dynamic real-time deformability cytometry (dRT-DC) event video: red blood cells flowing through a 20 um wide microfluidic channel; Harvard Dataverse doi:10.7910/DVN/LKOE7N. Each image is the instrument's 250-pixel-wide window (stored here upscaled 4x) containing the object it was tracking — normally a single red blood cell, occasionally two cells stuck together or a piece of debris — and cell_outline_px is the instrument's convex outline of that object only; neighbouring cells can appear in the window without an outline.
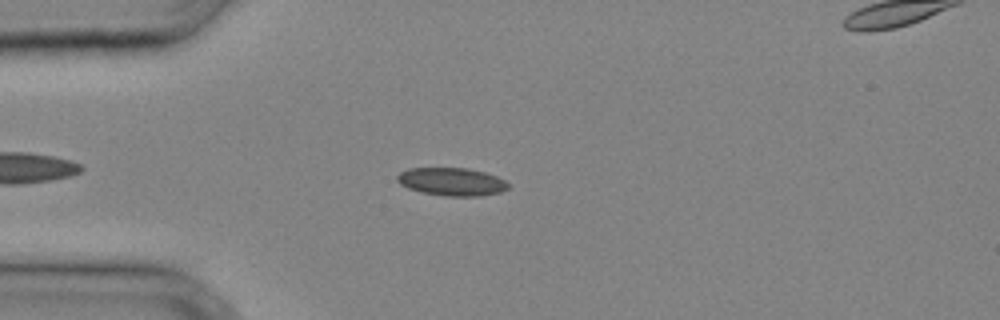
{"species": "common noctule bat (a hibernating species)", "species_latin": "Nyctalus noctula", "temperature_condition": "cold", "stored_images_in_passage": 26, "camera_frame_rate_fps": 3000, "um_per_image_px": 0.085, "animal": {"sex": "male", "body_mass_g": 20.4}, "frame": {"image": 1, "passage_image": 1, "time_ms": 0.0, "image_size_px": [1000, 320], "cell_outline_px": [[508, 188], [500, 192], [480, 196], [444, 196], [420, 192], [408, 188], [400, 184], [396, 180], [396, 176], [400, 172], [408, 168], [468, 168], [484, 172], [496, 176], [504, 180], [508, 184]], "centroid_in_image_um": [38.36, 15.44], "position_along_channel_um": 46.6, "area_um2": 18.15}}
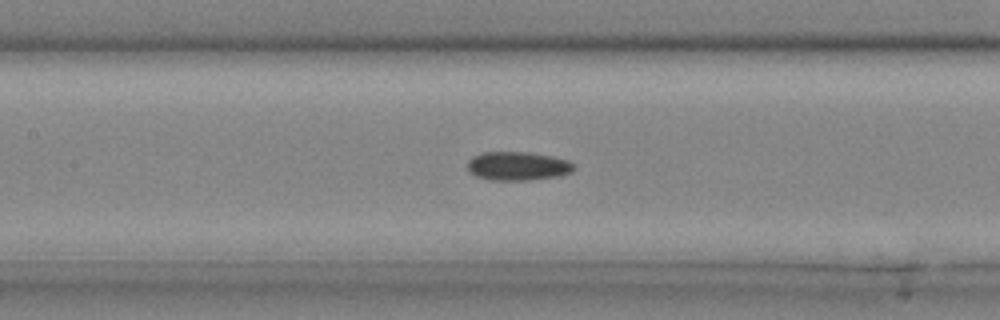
{"frame": {"image": 2, "passage_image": 8, "time_ms": 2.333, "image_size_px": [1000, 320], "cell_outline_px": [[576, 168], [572, 172], [560, 176], [528, 180], [492, 180], [476, 176], [468, 172], [468, 160], [472, 156], [484, 152], [528, 152], [552, 156], [568, 160], [576, 164]], "centroid_in_image_um": [44.04, 14.11], "position_along_channel_um": 163.4, "area_um2": 18.03}}
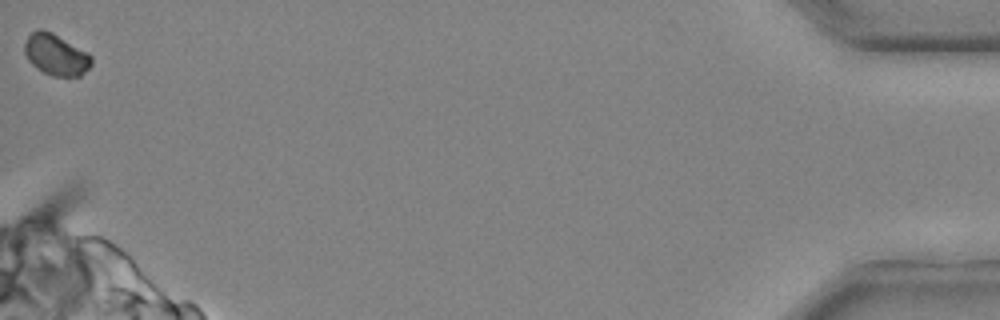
{"frame": {"image": 3, "passage_image": 26, "time_ms": 8.333, "image_size_px": [1000, 320], "cell_outline_px": [[92, 64], [80, 76], [52, 76], [44, 72], [32, 64], [28, 60], [24, 52], [24, 44], [28, 36], [36, 28], [40, 28], [52, 32], [88, 52], [92, 56]], "centroid_in_image_um": [4.75, 4.63], "position_along_channel_um": 430.4, "area_um2": 16.13}}